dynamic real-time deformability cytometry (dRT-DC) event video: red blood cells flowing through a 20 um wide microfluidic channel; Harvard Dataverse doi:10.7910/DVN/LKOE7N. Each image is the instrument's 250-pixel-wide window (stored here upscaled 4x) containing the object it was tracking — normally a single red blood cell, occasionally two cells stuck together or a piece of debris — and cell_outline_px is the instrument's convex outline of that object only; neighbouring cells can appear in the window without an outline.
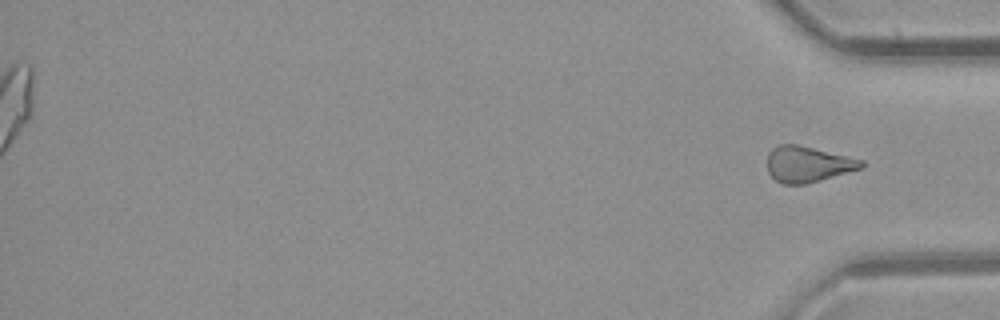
{"species": "common noctule bat (a hibernating species)", "species_latin": "Nyctalus noctula", "temperature_condition": "room temperature", "stored_images_in_passage": 39, "segment_of_instrument_passage": [2, 2], "camera_frame_rate_fps": 3000, "um_per_image_px": 0.085, "animal": {"sex": "female", "body_mass_g": 21.9}, "frame": {"image": 1, "passage_image": 39, "time_ms": 12.667, "image_size_px": [1000, 320], "cell_outline_px": [[864, 168], [820, 180], [804, 184], [784, 184], [776, 180], [768, 172], [768, 152], [772, 148], [780, 144], [796, 144], [864, 160]], "centroid_in_image_um": [68.67, 13.95], "position_along_channel_um": 366.5, "area_um2": 19.54}}